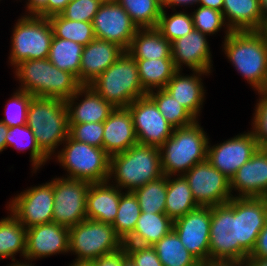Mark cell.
Wrapping results in <instances>:
<instances>
[{
	"label": "cell",
	"instance_id": "cell-13",
	"mask_svg": "<svg viewBox=\"0 0 267 266\" xmlns=\"http://www.w3.org/2000/svg\"><path fill=\"white\" fill-rule=\"evenodd\" d=\"M7 205V210L26 228L53 222V179L24 190Z\"/></svg>",
	"mask_w": 267,
	"mask_h": 266
},
{
	"label": "cell",
	"instance_id": "cell-46",
	"mask_svg": "<svg viewBox=\"0 0 267 266\" xmlns=\"http://www.w3.org/2000/svg\"><path fill=\"white\" fill-rule=\"evenodd\" d=\"M259 100L255 105L252 119V132L259 148H267V92L257 91Z\"/></svg>",
	"mask_w": 267,
	"mask_h": 266
},
{
	"label": "cell",
	"instance_id": "cell-5",
	"mask_svg": "<svg viewBox=\"0 0 267 266\" xmlns=\"http://www.w3.org/2000/svg\"><path fill=\"white\" fill-rule=\"evenodd\" d=\"M27 126L33 131L40 149L51 159L52 155H56L58 146L69 136L65 101L33 97L29 103Z\"/></svg>",
	"mask_w": 267,
	"mask_h": 266
},
{
	"label": "cell",
	"instance_id": "cell-23",
	"mask_svg": "<svg viewBox=\"0 0 267 266\" xmlns=\"http://www.w3.org/2000/svg\"><path fill=\"white\" fill-rule=\"evenodd\" d=\"M118 44L95 38L83 47L80 68V83L89 85L124 52Z\"/></svg>",
	"mask_w": 267,
	"mask_h": 266
},
{
	"label": "cell",
	"instance_id": "cell-3",
	"mask_svg": "<svg viewBox=\"0 0 267 266\" xmlns=\"http://www.w3.org/2000/svg\"><path fill=\"white\" fill-rule=\"evenodd\" d=\"M205 133L198 120L174 128L172 135L159 147L163 174L184 175L192 166L206 160L210 138Z\"/></svg>",
	"mask_w": 267,
	"mask_h": 266
},
{
	"label": "cell",
	"instance_id": "cell-44",
	"mask_svg": "<svg viewBox=\"0 0 267 266\" xmlns=\"http://www.w3.org/2000/svg\"><path fill=\"white\" fill-rule=\"evenodd\" d=\"M69 136L79 142L103 148V122L69 124Z\"/></svg>",
	"mask_w": 267,
	"mask_h": 266
},
{
	"label": "cell",
	"instance_id": "cell-1",
	"mask_svg": "<svg viewBox=\"0 0 267 266\" xmlns=\"http://www.w3.org/2000/svg\"><path fill=\"white\" fill-rule=\"evenodd\" d=\"M162 175L160 150L157 146L137 143L125 152L110 157L108 181L112 180V185L125 189V192H133Z\"/></svg>",
	"mask_w": 267,
	"mask_h": 266
},
{
	"label": "cell",
	"instance_id": "cell-54",
	"mask_svg": "<svg viewBox=\"0 0 267 266\" xmlns=\"http://www.w3.org/2000/svg\"><path fill=\"white\" fill-rule=\"evenodd\" d=\"M198 6L209 7L222 12L223 0H199Z\"/></svg>",
	"mask_w": 267,
	"mask_h": 266
},
{
	"label": "cell",
	"instance_id": "cell-63",
	"mask_svg": "<svg viewBox=\"0 0 267 266\" xmlns=\"http://www.w3.org/2000/svg\"><path fill=\"white\" fill-rule=\"evenodd\" d=\"M260 91H261V92H267V78H266V81H265L264 86L261 88Z\"/></svg>",
	"mask_w": 267,
	"mask_h": 266
},
{
	"label": "cell",
	"instance_id": "cell-38",
	"mask_svg": "<svg viewBox=\"0 0 267 266\" xmlns=\"http://www.w3.org/2000/svg\"><path fill=\"white\" fill-rule=\"evenodd\" d=\"M141 212L135 194L133 192H123L120 196L116 218L111 224L116 235L123 242L133 233Z\"/></svg>",
	"mask_w": 267,
	"mask_h": 266
},
{
	"label": "cell",
	"instance_id": "cell-32",
	"mask_svg": "<svg viewBox=\"0 0 267 266\" xmlns=\"http://www.w3.org/2000/svg\"><path fill=\"white\" fill-rule=\"evenodd\" d=\"M143 89L149 93L164 89L177 71L173 59H135Z\"/></svg>",
	"mask_w": 267,
	"mask_h": 266
},
{
	"label": "cell",
	"instance_id": "cell-9",
	"mask_svg": "<svg viewBox=\"0 0 267 266\" xmlns=\"http://www.w3.org/2000/svg\"><path fill=\"white\" fill-rule=\"evenodd\" d=\"M12 30L9 55L12 67L25 60L49 57L53 29L48 18L22 15Z\"/></svg>",
	"mask_w": 267,
	"mask_h": 266
},
{
	"label": "cell",
	"instance_id": "cell-6",
	"mask_svg": "<svg viewBox=\"0 0 267 266\" xmlns=\"http://www.w3.org/2000/svg\"><path fill=\"white\" fill-rule=\"evenodd\" d=\"M89 86L114 108H126L147 95L139 79L137 62L126 51Z\"/></svg>",
	"mask_w": 267,
	"mask_h": 266
},
{
	"label": "cell",
	"instance_id": "cell-20",
	"mask_svg": "<svg viewBox=\"0 0 267 266\" xmlns=\"http://www.w3.org/2000/svg\"><path fill=\"white\" fill-rule=\"evenodd\" d=\"M233 197H267V148H258L230 180ZM238 191V192H237Z\"/></svg>",
	"mask_w": 267,
	"mask_h": 266
},
{
	"label": "cell",
	"instance_id": "cell-28",
	"mask_svg": "<svg viewBox=\"0 0 267 266\" xmlns=\"http://www.w3.org/2000/svg\"><path fill=\"white\" fill-rule=\"evenodd\" d=\"M171 42L156 28H139L126 52L133 59H172Z\"/></svg>",
	"mask_w": 267,
	"mask_h": 266
},
{
	"label": "cell",
	"instance_id": "cell-59",
	"mask_svg": "<svg viewBox=\"0 0 267 266\" xmlns=\"http://www.w3.org/2000/svg\"><path fill=\"white\" fill-rule=\"evenodd\" d=\"M69 266H94V265L92 262H88V261H75V260H73V262Z\"/></svg>",
	"mask_w": 267,
	"mask_h": 266
},
{
	"label": "cell",
	"instance_id": "cell-12",
	"mask_svg": "<svg viewBox=\"0 0 267 266\" xmlns=\"http://www.w3.org/2000/svg\"><path fill=\"white\" fill-rule=\"evenodd\" d=\"M183 176L199 206L225 204L233 197L230 180L207 159L192 166Z\"/></svg>",
	"mask_w": 267,
	"mask_h": 266
},
{
	"label": "cell",
	"instance_id": "cell-30",
	"mask_svg": "<svg viewBox=\"0 0 267 266\" xmlns=\"http://www.w3.org/2000/svg\"><path fill=\"white\" fill-rule=\"evenodd\" d=\"M172 177H174L172 179ZM199 207L183 175L167 176L165 213L173 221Z\"/></svg>",
	"mask_w": 267,
	"mask_h": 266
},
{
	"label": "cell",
	"instance_id": "cell-50",
	"mask_svg": "<svg viewBox=\"0 0 267 266\" xmlns=\"http://www.w3.org/2000/svg\"><path fill=\"white\" fill-rule=\"evenodd\" d=\"M249 257L267 258V222L259 233L255 247Z\"/></svg>",
	"mask_w": 267,
	"mask_h": 266
},
{
	"label": "cell",
	"instance_id": "cell-36",
	"mask_svg": "<svg viewBox=\"0 0 267 266\" xmlns=\"http://www.w3.org/2000/svg\"><path fill=\"white\" fill-rule=\"evenodd\" d=\"M147 95L155 102L160 113L164 116V118L173 128L188 126L197 120L166 90H153L147 93Z\"/></svg>",
	"mask_w": 267,
	"mask_h": 266
},
{
	"label": "cell",
	"instance_id": "cell-52",
	"mask_svg": "<svg viewBox=\"0 0 267 266\" xmlns=\"http://www.w3.org/2000/svg\"><path fill=\"white\" fill-rule=\"evenodd\" d=\"M199 266H245V263L235 260L207 259L200 262Z\"/></svg>",
	"mask_w": 267,
	"mask_h": 266
},
{
	"label": "cell",
	"instance_id": "cell-29",
	"mask_svg": "<svg viewBox=\"0 0 267 266\" xmlns=\"http://www.w3.org/2000/svg\"><path fill=\"white\" fill-rule=\"evenodd\" d=\"M173 222L166 213L141 212L133 233L123 243L153 246L173 229Z\"/></svg>",
	"mask_w": 267,
	"mask_h": 266
},
{
	"label": "cell",
	"instance_id": "cell-62",
	"mask_svg": "<svg viewBox=\"0 0 267 266\" xmlns=\"http://www.w3.org/2000/svg\"><path fill=\"white\" fill-rule=\"evenodd\" d=\"M101 3H118L119 0H100Z\"/></svg>",
	"mask_w": 267,
	"mask_h": 266
},
{
	"label": "cell",
	"instance_id": "cell-26",
	"mask_svg": "<svg viewBox=\"0 0 267 266\" xmlns=\"http://www.w3.org/2000/svg\"><path fill=\"white\" fill-rule=\"evenodd\" d=\"M111 181L91 183L86 195L87 219L112 224L124 192Z\"/></svg>",
	"mask_w": 267,
	"mask_h": 266
},
{
	"label": "cell",
	"instance_id": "cell-49",
	"mask_svg": "<svg viewBox=\"0 0 267 266\" xmlns=\"http://www.w3.org/2000/svg\"><path fill=\"white\" fill-rule=\"evenodd\" d=\"M28 1V2H27ZM25 15H35L48 18V0H27Z\"/></svg>",
	"mask_w": 267,
	"mask_h": 266
},
{
	"label": "cell",
	"instance_id": "cell-61",
	"mask_svg": "<svg viewBox=\"0 0 267 266\" xmlns=\"http://www.w3.org/2000/svg\"><path fill=\"white\" fill-rule=\"evenodd\" d=\"M121 266H136L133 261L128 257L126 256L122 262H121Z\"/></svg>",
	"mask_w": 267,
	"mask_h": 266
},
{
	"label": "cell",
	"instance_id": "cell-45",
	"mask_svg": "<svg viewBox=\"0 0 267 266\" xmlns=\"http://www.w3.org/2000/svg\"><path fill=\"white\" fill-rule=\"evenodd\" d=\"M100 5V0H75L68 3L60 14L68 20L93 22Z\"/></svg>",
	"mask_w": 267,
	"mask_h": 266
},
{
	"label": "cell",
	"instance_id": "cell-64",
	"mask_svg": "<svg viewBox=\"0 0 267 266\" xmlns=\"http://www.w3.org/2000/svg\"><path fill=\"white\" fill-rule=\"evenodd\" d=\"M161 4H165L167 2V0H158Z\"/></svg>",
	"mask_w": 267,
	"mask_h": 266
},
{
	"label": "cell",
	"instance_id": "cell-41",
	"mask_svg": "<svg viewBox=\"0 0 267 266\" xmlns=\"http://www.w3.org/2000/svg\"><path fill=\"white\" fill-rule=\"evenodd\" d=\"M167 9H162L161 15L158 20L156 29L164 36L169 42L184 37L194 29L193 19L191 13L175 12L167 15Z\"/></svg>",
	"mask_w": 267,
	"mask_h": 266
},
{
	"label": "cell",
	"instance_id": "cell-16",
	"mask_svg": "<svg viewBox=\"0 0 267 266\" xmlns=\"http://www.w3.org/2000/svg\"><path fill=\"white\" fill-rule=\"evenodd\" d=\"M210 224V206H199L173 222L182 244L200 262L209 259Z\"/></svg>",
	"mask_w": 267,
	"mask_h": 266
},
{
	"label": "cell",
	"instance_id": "cell-56",
	"mask_svg": "<svg viewBox=\"0 0 267 266\" xmlns=\"http://www.w3.org/2000/svg\"><path fill=\"white\" fill-rule=\"evenodd\" d=\"M245 266H267V258L248 257Z\"/></svg>",
	"mask_w": 267,
	"mask_h": 266
},
{
	"label": "cell",
	"instance_id": "cell-8",
	"mask_svg": "<svg viewBox=\"0 0 267 266\" xmlns=\"http://www.w3.org/2000/svg\"><path fill=\"white\" fill-rule=\"evenodd\" d=\"M62 144V150L54 157L67 171V178L89 183L108 181L110 156L103 148L76 141L70 136Z\"/></svg>",
	"mask_w": 267,
	"mask_h": 266
},
{
	"label": "cell",
	"instance_id": "cell-42",
	"mask_svg": "<svg viewBox=\"0 0 267 266\" xmlns=\"http://www.w3.org/2000/svg\"><path fill=\"white\" fill-rule=\"evenodd\" d=\"M191 15L194 29L200 31L204 35L212 36L219 32L222 27L226 29L224 38L231 33V30L228 27L221 11L211 9L209 7L199 6L191 13Z\"/></svg>",
	"mask_w": 267,
	"mask_h": 266
},
{
	"label": "cell",
	"instance_id": "cell-47",
	"mask_svg": "<svg viewBox=\"0 0 267 266\" xmlns=\"http://www.w3.org/2000/svg\"><path fill=\"white\" fill-rule=\"evenodd\" d=\"M123 247L136 266H163L153 246L123 244Z\"/></svg>",
	"mask_w": 267,
	"mask_h": 266
},
{
	"label": "cell",
	"instance_id": "cell-39",
	"mask_svg": "<svg viewBox=\"0 0 267 266\" xmlns=\"http://www.w3.org/2000/svg\"><path fill=\"white\" fill-rule=\"evenodd\" d=\"M140 209L145 213H165L167 195V176L161 177L140 186L133 191Z\"/></svg>",
	"mask_w": 267,
	"mask_h": 266
},
{
	"label": "cell",
	"instance_id": "cell-7",
	"mask_svg": "<svg viewBox=\"0 0 267 266\" xmlns=\"http://www.w3.org/2000/svg\"><path fill=\"white\" fill-rule=\"evenodd\" d=\"M249 254L239 244L238 197L211 207L209 259L245 263Z\"/></svg>",
	"mask_w": 267,
	"mask_h": 266
},
{
	"label": "cell",
	"instance_id": "cell-34",
	"mask_svg": "<svg viewBox=\"0 0 267 266\" xmlns=\"http://www.w3.org/2000/svg\"><path fill=\"white\" fill-rule=\"evenodd\" d=\"M153 247L163 266H199L200 264V261L185 248L173 229Z\"/></svg>",
	"mask_w": 267,
	"mask_h": 266
},
{
	"label": "cell",
	"instance_id": "cell-51",
	"mask_svg": "<svg viewBox=\"0 0 267 266\" xmlns=\"http://www.w3.org/2000/svg\"><path fill=\"white\" fill-rule=\"evenodd\" d=\"M73 1L75 0H48V17L60 14Z\"/></svg>",
	"mask_w": 267,
	"mask_h": 266
},
{
	"label": "cell",
	"instance_id": "cell-18",
	"mask_svg": "<svg viewBox=\"0 0 267 266\" xmlns=\"http://www.w3.org/2000/svg\"><path fill=\"white\" fill-rule=\"evenodd\" d=\"M59 253H69L68 227L51 222L27 228L24 259L33 261Z\"/></svg>",
	"mask_w": 267,
	"mask_h": 266
},
{
	"label": "cell",
	"instance_id": "cell-33",
	"mask_svg": "<svg viewBox=\"0 0 267 266\" xmlns=\"http://www.w3.org/2000/svg\"><path fill=\"white\" fill-rule=\"evenodd\" d=\"M83 47L74 41L53 36L48 59L58 69L74 74L80 82Z\"/></svg>",
	"mask_w": 267,
	"mask_h": 266
},
{
	"label": "cell",
	"instance_id": "cell-25",
	"mask_svg": "<svg viewBox=\"0 0 267 266\" xmlns=\"http://www.w3.org/2000/svg\"><path fill=\"white\" fill-rule=\"evenodd\" d=\"M181 72L177 70L174 73L164 90L199 120L206 93L201 76H208L211 72L192 71L191 76Z\"/></svg>",
	"mask_w": 267,
	"mask_h": 266
},
{
	"label": "cell",
	"instance_id": "cell-11",
	"mask_svg": "<svg viewBox=\"0 0 267 266\" xmlns=\"http://www.w3.org/2000/svg\"><path fill=\"white\" fill-rule=\"evenodd\" d=\"M90 184L67 177L53 178V222L70 228L87 218L86 195Z\"/></svg>",
	"mask_w": 267,
	"mask_h": 266
},
{
	"label": "cell",
	"instance_id": "cell-27",
	"mask_svg": "<svg viewBox=\"0 0 267 266\" xmlns=\"http://www.w3.org/2000/svg\"><path fill=\"white\" fill-rule=\"evenodd\" d=\"M222 13L231 31H258L263 21L259 0H223Z\"/></svg>",
	"mask_w": 267,
	"mask_h": 266
},
{
	"label": "cell",
	"instance_id": "cell-37",
	"mask_svg": "<svg viewBox=\"0 0 267 266\" xmlns=\"http://www.w3.org/2000/svg\"><path fill=\"white\" fill-rule=\"evenodd\" d=\"M48 20L54 37L71 40L82 46L95 39L92 22L68 20L61 14L50 16Z\"/></svg>",
	"mask_w": 267,
	"mask_h": 266
},
{
	"label": "cell",
	"instance_id": "cell-19",
	"mask_svg": "<svg viewBox=\"0 0 267 266\" xmlns=\"http://www.w3.org/2000/svg\"><path fill=\"white\" fill-rule=\"evenodd\" d=\"M207 35L193 29L189 34L171 42V57L176 70L185 65L191 71L211 72L212 54Z\"/></svg>",
	"mask_w": 267,
	"mask_h": 266
},
{
	"label": "cell",
	"instance_id": "cell-43",
	"mask_svg": "<svg viewBox=\"0 0 267 266\" xmlns=\"http://www.w3.org/2000/svg\"><path fill=\"white\" fill-rule=\"evenodd\" d=\"M34 96L21 90H16L7 101L5 117L1 119L8 128L27 124L29 103Z\"/></svg>",
	"mask_w": 267,
	"mask_h": 266
},
{
	"label": "cell",
	"instance_id": "cell-4",
	"mask_svg": "<svg viewBox=\"0 0 267 266\" xmlns=\"http://www.w3.org/2000/svg\"><path fill=\"white\" fill-rule=\"evenodd\" d=\"M222 45L227 59L257 92L267 78V44L258 31H231Z\"/></svg>",
	"mask_w": 267,
	"mask_h": 266
},
{
	"label": "cell",
	"instance_id": "cell-48",
	"mask_svg": "<svg viewBox=\"0 0 267 266\" xmlns=\"http://www.w3.org/2000/svg\"><path fill=\"white\" fill-rule=\"evenodd\" d=\"M126 256L127 253L123 247L115 253L101 256L91 262L94 266H121V262Z\"/></svg>",
	"mask_w": 267,
	"mask_h": 266
},
{
	"label": "cell",
	"instance_id": "cell-57",
	"mask_svg": "<svg viewBox=\"0 0 267 266\" xmlns=\"http://www.w3.org/2000/svg\"><path fill=\"white\" fill-rule=\"evenodd\" d=\"M258 32L264 38L265 43L267 44V18L263 19L262 24Z\"/></svg>",
	"mask_w": 267,
	"mask_h": 266
},
{
	"label": "cell",
	"instance_id": "cell-31",
	"mask_svg": "<svg viewBox=\"0 0 267 266\" xmlns=\"http://www.w3.org/2000/svg\"><path fill=\"white\" fill-rule=\"evenodd\" d=\"M26 239L27 228L11 212L0 219V260L11 258L16 262L17 253L24 258Z\"/></svg>",
	"mask_w": 267,
	"mask_h": 266
},
{
	"label": "cell",
	"instance_id": "cell-60",
	"mask_svg": "<svg viewBox=\"0 0 267 266\" xmlns=\"http://www.w3.org/2000/svg\"><path fill=\"white\" fill-rule=\"evenodd\" d=\"M25 260H27L28 262ZM25 260H24V262H22L21 260H20V262L17 261L16 263L10 264L9 266H34V265H32V263L31 264L29 263L31 261L30 259H25Z\"/></svg>",
	"mask_w": 267,
	"mask_h": 266
},
{
	"label": "cell",
	"instance_id": "cell-2",
	"mask_svg": "<svg viewBox=\"0 0 267 266\" xmlns=\"http://www.w3.org/2000/svg\"><path fill=\"white\" fill-rule=\"evenodd\" d=\"M14 68L16 79L21 83L18 90L34 97L65 101L82 86L74 74L58 69L48 58L25 60Z\"/></svg>",
	"mask_w": 267,
	"mask_h": 266
},
{
	"label": "cell",
	"instance_id": "cell-24",
	"mask_svg": "<svg viewBox=\"0 0 267 266\" xmlns=\"http://www.w3.org/2000/svg\"><path fill=\"white\" fill-rule=\"evenodd\" d=\"M103 125V149L110 157L138 143L133 118L127 107L115 108Z\"/></svg>",
	"mask_w": 267,
	"mask_h": 266
},
{
	"label": "cell",
	"instance_id": "cell-35",
	"mask_svg": "<svg viewBox=\"0 0 267 266\" xmlns=\"http://www.w3.org/2000/svg\"><path fill=\"white\" fill-rule=\"evenodd\" d=\"M10 146L19 152L30 149V161L33 173L50 159L38 146L33 131L26 125L8 128L6 136V149ZM25 149V150H24Z\"/></svg>",
	"mask_w": 267,
	"mask_h": 266
},
{
	"label": "cell",
	"instance_id": "cell-17",
	"mask_svg": "<svg viewBox=\"0 0 267 266\" xmlns=\"http://www.w3.org/2000/svg\"><path fill=\"white\" fill-rule=\"evenodd\" d=\"M92 24L95 38L116 43L125 51L139 29L119 3H101Z\"/></svg>",
	"mask_w": 267,
	"mask_h": 266
},
{
	"label": "cell",
	"instance_id": "cell-14",
	"mask_svg": "<svg viewBox=\"0 0 267 266\" xmlns=\"http://www.w3.org/2000/svg\"><path fill=\"white\" fill-rule=\"evenodd\" d=\"M127 108L139 144L160 147L172 135L174 128L148 95L136 99Z\"/></svg>",
	"mask_w": 267,
	"mask_h": 266
},
{
	"label": "cell",
	"instance_id": "cell-40",
	"mask_svg": "<svg viewBox=\"0 0 267 266\" xmlns=\"http://www.w3.org/2000/svg\"><path fill=\"white\" fill-rule=\"evenodd\" d=\"M138 28H156L163 4L158 0H119Z\"/></svg>",
	"mask_w": 267,
	"mask_h": 266
},
{
	"label": "cell",
	"instance_id": "cell-10",
	"mask_svg": "<svg viewBox=\"0 0 267 266\" xmlns=\"http://www.w3.org/2000/svg\"><path fill=\"white\" fill-rule=\"evenodd\" d=\"M123 241L109 223L85 219L69 228V253L75 261L91 262L123 248Z\"/></svg>",
	"mask_w": 267,
	"mask_h": 266
},
{
	"label": "cell",
	"instance_id": "cell-21",
	"mask_svg": "<svg viewBox=\"0 0 267 266\" xmlns=\"http://www.w3.org/2000/svg\"><path fill=\"white\" fill-rule=\"evenodd\" d=\"M267 222V197H238L239 244L250 255Z\"/></svg>",
	"mask_w": 267,
	"mask_h": 266
},
{
	"label": "cell",
	"instance_id": "cell-22",
	"mask_svg": "<svg viewBox=\"0 0 267 266\" xmlns=\"http://www.w3.org/2000/svg\"><path fill=\"white\" fill-rule=\"evenodd\" d=\"M80 97H84L79 100ZM79 102H77V101ZM69 124L104 122L115 109L89 85H82L65 100Z\"/></svg>",
	"mask_w": 267,
	"mask_h": 266
},
{
	"label": "cell",
	"instance_id": "cell-55",
	"mask_svg": "<svg viewBox=\"0 0 267 266\" xmlns=\"http://www.w3.org/2000/svg\"><path fill=\"white\" fill-rule=\"evenodd\" d=\"M8 133V127L0 121V152L6 149V136Z\"/></svg>",
	"mask_w": 267,
	"mask_h": 266
},
{
	"label": "cell",
	"instance_id": "cell-58",
	"mask_svg": "<svg viewBox=\"0 0 267 266\" xmlns=\"http://www.w3.org/2000/svg\"><path fill=\"white\" fill-rule=\"evenodd\" d=\"M260 1V10L263 19L267 18V0H259Z\"/></svg>",
	"mask_w": 267,
	"mask_h": 266
},
{
	"label": "cell",
	"instance_id": "cell-15",
	"mask_svg": "<svg viewBox=\"0 0 267 266\" xmlns=\"http://www.w3.org/2000/svg\"><path fill=\"white\" fill-rule=\"evenodd\" d=\"M259 148L252 130L236 135L223 143L207 147V160L229 180Z\"/></svg>",
	"mask_w": 267,
	"mask_h": 266
},
{
	"label": "cell",
	"instance_id": "cell-53",
	"mask_svg": "<svg viewBox=\"0 0 267 266\" xmlns=\"http://www.w3.org/2000/svg\"><path fill=\"white\" fill-rule=\"evenodd\" d=\"M193 4H199V0H167V2L163 5V8H171L173 11H176L175 6H188V5H193Z\"/></svg>",
	"mask_w": 267,
	"mask_h": 266
}]
</instances>
